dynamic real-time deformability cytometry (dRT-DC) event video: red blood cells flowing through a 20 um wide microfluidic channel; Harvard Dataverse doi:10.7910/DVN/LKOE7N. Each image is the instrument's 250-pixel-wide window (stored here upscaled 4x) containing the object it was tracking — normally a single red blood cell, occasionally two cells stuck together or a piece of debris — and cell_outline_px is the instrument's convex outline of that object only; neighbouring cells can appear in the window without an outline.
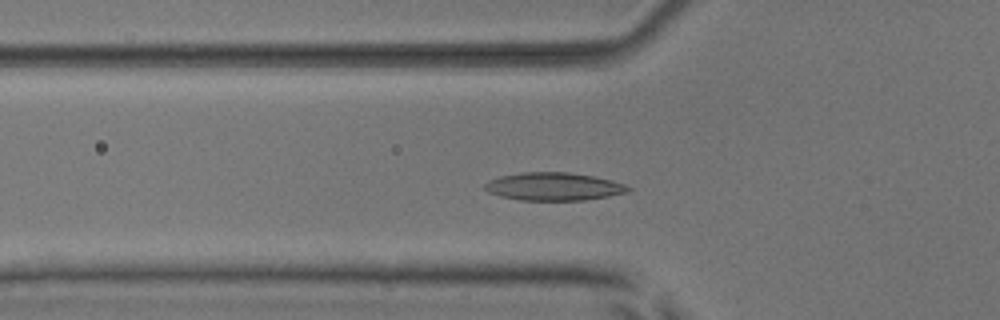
{"species": "common noctule bat (a hibernating species)", "species_latin": "Nyctalus noctula", "temperature_condition": "room temperature", "stored_images_in_passage": 37, "camera_frame_rate_fps": 3000, "um_per_image_px": 0.085, "animal": {"sex": "male", "body_mass_g": 17.9, "forearm_length_mm": 54.2}, "frame": {"image": 1, "passage_image": 2, "time_ms": 0.333, "image_size_px": [1000, 320], "cell_outline_px": [[632, 188], [628, 192], [608, 196], [584, 200], [520, 200], [500, 196], [488, 192], [484, 188], [484, 184], [488, 180], [500, 176], [524, 172], [568, 172], [592, 176], [612, 180], [624, 184]], "centroid_in_image_um": [47.05, 15.85], "position_along_channel_um": 78.8, "area_um2": 23.29}}
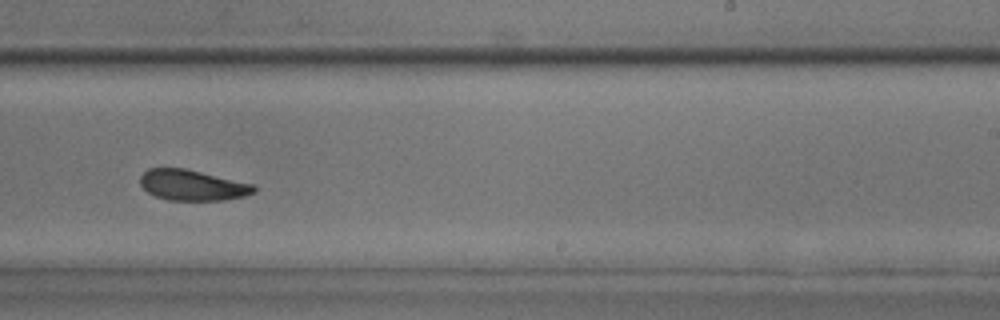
{"frame": {"image": 2, "passage_image": 17, "time_ms": 5.333, "image_size_px": [1000, 320], "cell_outline_px": [[256, 192], [244, 196], [224, 200], [168, 200], [156, 196], [148, 192], [140, 184], [140, 176], [148, 168], [184, 168], [256, 184]], "centroid_in_image_um": [16.38, 15.73], "position_along_channel_um": 272.6, "area_um2": 20.4}}
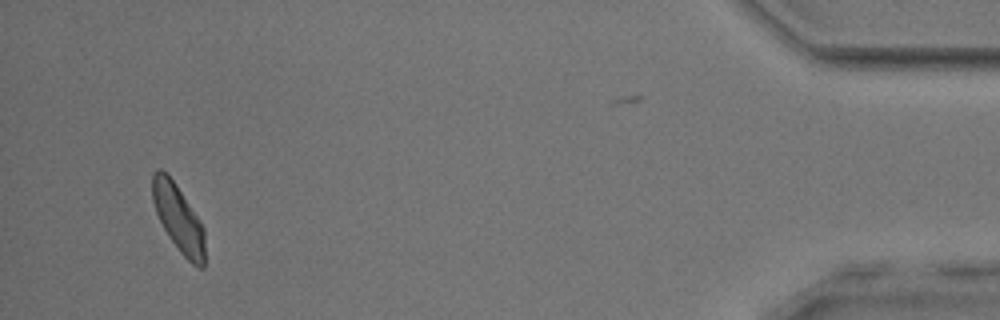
{"frame": {"image": 3, "passage_image": 34, "time_ms": 11.0, "image_size_px": [1000, 320], "cell_outline_px": [[204, 268], [200, 268], [192, 264], [180, 252], [168, 236], [156, 212], [152, 200], [152, 172], [156, 168], [160, 168], [176, 184], [200, 220], [204, 228]], "centroid_in_image_um": [15.15, 18.55], "position_along_channel_um": 420.0, "area_um2": 20.4}, "authors_computed_cell_mechanics": {"area_um2": 20.808, "velocity_mm_per_s": 3.8903, "shape_relaxation_time_tau1_ms": 2.8267, "shape_relaxation_time_tau2_ms": 5.0827, "deformation_change_tau1": 0.096, "deformation_change_tau2": 0.109}}